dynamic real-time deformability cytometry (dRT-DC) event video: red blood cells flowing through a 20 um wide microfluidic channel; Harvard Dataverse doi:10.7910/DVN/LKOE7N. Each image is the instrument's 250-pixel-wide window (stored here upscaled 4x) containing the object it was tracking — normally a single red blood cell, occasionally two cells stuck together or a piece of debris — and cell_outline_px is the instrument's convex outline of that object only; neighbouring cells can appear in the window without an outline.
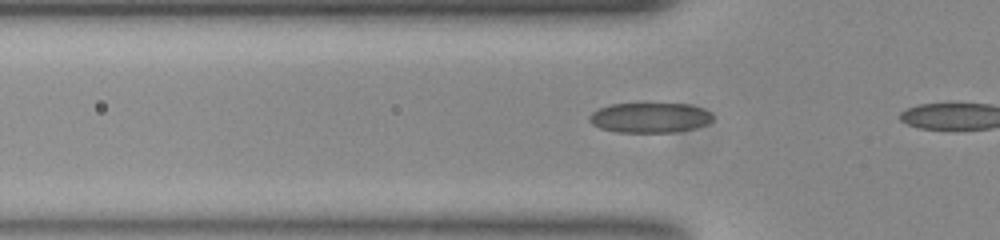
{"species": "common noctule bat (a hibernating species)", "species_latin": "Nyctalus noctula", "temperature_condition": "room temperature", "stored_images_in_passage": 12, "camera_frame_rate_fps": 3000, "um_per_image_px": 0.085, "animal": {"sex": "female", "body_mass_g": 23.0, "forearm_length_mm": 53.4}, "frame": {"image": 1, "passage_image": 10, "time_ms": 3.0, "image_size_px": [1000, 240], "cell_outline_px": [[712, 120], [708, 124], [696, 128], [672, 132], [620, 132], [600, 128], [592, 124], [588, 120], [588, 116], [592, 112], [608, 104], [688, 104], [704, 108], [712, 116]], "centroid_in_image_um": [55.23, 10.0], "position_along_channel_um": 70.6, "area_um2": 21.56}}